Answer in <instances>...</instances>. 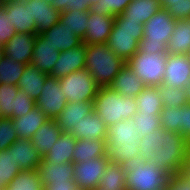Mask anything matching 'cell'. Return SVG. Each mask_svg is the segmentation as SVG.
I'll return each mask as SVG.
<instances>
[{"mask_svg": "<svg viewBox=\"0 0 190 190\" xmlns=\"http://www.w3.org/2000/svg\"><path fill=\"white\" fill-rule=\"evenodd\" d=\"M40 35L46 39V43L51 44L54 49L60 52L80 46L83 43L82 39L72 33L60 20L56 25L45 30Z\"/></svg>", "mask_w": 190, "mask_h": 190, "instance_id": "cell-21", "label": "cell"}, {"mask_svg": "<svg viewBox=\"0 0 190 190\" xmlns=\"http://www.w3.org/2000/svg\"><path fill=\"white\" fill-rule=\"evenodd\" d=\"M17 0H0V6L5 7L9 5L11 2H15Z\"/></svg>", "mask_w": 190, "mask_h": 190, "instance_id": "cell-53", "label": "cell"}, {"mask_svg": "<svg viewBox=\"0 0 190 190\" xmlns=\"http://www.w3.org/2000/svg\"><path fill=\"white\" fill-rule=\"evenodd\" d=\"M166 190H190V179L178 172L171 176Z\"/></svg>", "mask_w": 190, "mask_h": 190, "instance_id": "cell-49", "label": "cell"}, {"mask_svg": "<svg viewBox=\"0 0 190 190\" xmlns=\"http://www.w3.org/2000/svg\"><path fill=\"white\" fill-rule=\"evenodd\" d=\"M133 122L135 123V128L140 138L162 127L160 115L150 113H137L133 117Z\"/></svg>", "mask_w": 190, "mask_h": 190, "instance_id": "cell-39", "label": "cell"}, {"mask_svg": "<svg viewBox=\"0 0 190 190\" xmlns=\"http://www.w3.org/2000/svg\"><path fill=\"white\" fill-rule=\"evenodd\" d=\"M44 190H82L78 188L77 183L74 180L68 181V183H51L44 187Z\"/></svg>", "mask_w": 190, "mask_h": 190, "instance_id": "cell-50", "label": "cell"}, {"mask_svg": "<svg viewBox=\"0 0 190 190\" xmlns=\"http://www.w3.org/2000/svg\"><path fill=\"white\" fill-rule=\"evenodd\" d=\"M35 101L24 91L19 89L15 97L14 112L12 118L25 116L35 107Z\"/></svg>", "mask_w": 190, "mask_h": 190, "instance_id": "cell-45", "label": "cell"}, {"mask_svg": "<svg viewBox=\"0 0 190 190\" xmlns=\"http://www.w3.org/2000/svg\"><path fill=\"white\" fill-rule=\"evenodd\" d=\"M99 0H85V3H87L90 7L95 4L98 3Z\"/></svg>", "mask_w": 190, "mask_h": 190, "instance_id": "cell-54", "label": "cell"}, {"mask_svg": "<svg viewBox=\"0 0 190 190\" xmlns=\"http://www.w3.org/2000/svg\"><path fill=\"white\" fill-rule=\"evenodd\" d=\"M109 87L124 97L135 98L146 86L142 80L138 79L134 71L125 64Z\"/></svg>", "mask_w": 190, "mask_h": 190, "instance_id": "cell-22", "label": "cell"}, {"mask_svg": "<svg viewBox=\"0 0 190 190\" xmlns=\"http://www.w3.org/2000/svg\"><path fill=\"white\" fill-rule=\"evenodd\" d=\"M180 135L190 141V103L180 107Z\"/></svg>", "mask_w": 190, "mask_h": 190, "instance_id": "cell-48", "label": "cell"}, {"mask_svg": "<svg viewBox=\"0 0 190 190\" xmlns=\"http://www.w3.org/2000/svg\"><path fill=\"white\" fill-rule=\"evenodd\" d=\"M21 171V168L15 163L13 151H9L8 148L0 151V180L5 187Z\"/></svg>", "mask_w": 190, "mask_h": 190, "instance_id": "cell-37", "label": "cell"}, {"mask_svg": "<svg viewBox=\"0 0 190 190\" xmlns=\"http://www.w3.org/2000/svg\"><path fill=\"white\" fill-rule=\"evenodd\" d=\"M16 30L11 26L9 17L6 16L5 7L0 6V46H4L16 34Z\"/></svg>", "mask_w": 190, "mask_h": 190, "instance_id": "cell-47", "label": "cell"}, {"mask_svg": "<svg viewBox=\"0 0 190 190\" xmlns=\"http://www.w3.org/2000/svg\"><path fill=\"white\" fill-rule=\"evenodd\" d=\"M29 12L35 20L37 34L50 29L60 20V12L48 4V0H29Z\"/></svg>", "mask_w": 190, "mask_h": 190, "instance_id": "cell-18", "label": "cell"}, {"mask_svg": "<svg viewBox=\"0 0 190 190\" xmlns=\"http://www.w3.org/2000/svg\"><path fill=\"white\" fill-rule=\"evenodd\" d=\"M47 76V74L41 72L30 63L25 65L23 75L19 79L17 86L36 101L43 90V85Z\"/></svg>", "mask_w": 190, "mask_h": 190, "instance_id": "cell-29", "label": "cell"}, {"mask_svg": "<svg viewBox=\"0 0 190 190\" xmlns=\"http://www.w3.org/2000/svg\"><path fill=\"white\" fill-rule=\"evenodd\" d=\"M59 55L60 51L54 49L51 44L46 43V39L40 34L36 35L31 61L33 66L38 68L41 72L50 75Z\"/></svg>", "mask_w": 190, "mask_h": 190, "instance_id": "cell-19", "label": "cell"}, {"mask_svg": "<svg viewBox=\"0 0 190 190\" xmlns=\"http://www.w3.org/2000/svg\"><path fill=\"white\" fill-rule=\"evenodd\" d=\"M39 174L43 188L51 183H68L74 180V163H62L54 165L46 162L43 158L38 165Z\"/></svg>", "mask_w": 190, "mask_h": 190, "instance_id": "cell-20", "label": "cell"}, {"mask_svg": "<svg viewBox=\"0 0 190 190\" xmlns=\"http://www.w3.org/2000/svg\"><path fill=\"white\" fill-rule=\"evenodd\" d=\"M144 24L133 20H115L107 44L113 53L127 62L139 50Z\"/></svg>", "mask_w": 190, "mask_h": 190, "instance_id": "cell-6", "label": "cell"}, {"mask_svg": "<svg viewBox=\"0 0 190 190\" xmlns=\"http://www.w3.org/2000/svg\"><path fill=\"white\" fill-rule=\"evenodd\" d=\"M25 65L11 58L5 57L0 62V84H11L17 86L23 75Z\"/></svg>", "mask_w": 190, "mask_h": 190, "instance_id": "cell-36", "label": "cell"}, {"mask_svg": "<svg viewBox=\"0 0 190 190\" xmlns=\"http://www.w3.org/2000/svg\"><path fill=\"white\" fill-rule=\"evenodd\" d=\"M184 90H185L187 101L188 103H190V81L186 84V86L184 87Z\"/></svg>", "mask_w": 190, "mask_h": 190, "instance_id": "cell-52", "label": "cell"}, {"mask_svg": "<svg viewBox=\"0 0 190 190\" xmlns=\"http://www.w3.org/2000/svg\"><path fill=\"white\" fill-rule=\"evenodd\" d=\"M61 133L62 130L58 127L56 121L49 119L36 130L30 140L43 158L59 139Z\"/></svg>", "mask_w": 190, "mask_h": 190, "instance_id": "cell-27", "label": "cell"}, {"mask_svg": "<svg viewBox=\"0 0 190 190\" xmlns=\"http://www.w3.org/2000/svg\"><path fill=\"white\" fill-rule=\"evenodd\" d=\"M5 186L2 184L1 180H0V190H4Z\"/></svg>", "mask_w": 190, "mask_h": 190, "instance_id": "cell-57", "label": "cell"}, {"mask_svg": "<svg viewBox=\"0 0 190 190\" xmlns=\"http://www.w3.org/2000/svg\"><path fill=\"white\" fill-rule=\"evenodd\" d=\"M174 19L166 9L161 8L144 23L143 38L139 50L148 54H165L170 37L175 29Z\"/></svg>", "mask_w": 190, "mask_h": 190, "instance_id": "cell-5", "label": "cell"}, {"mask_svg": "<svg viewBox=\"0 0 190 190\" xmlns=\"http://www.w3.org/2000/svg\"><path fill=\"white\" fill-rule=\"evenodd\" d=\"M93 190H114V189H107V188L97 187V188H95V189H93Z\"/></svg>", "mask_w": 190, "mask_h": 190, "instance_id": "cell-56", "label": "cell"}, {"mask_svg": "<svg viewBox=\"0 0 190 190\" xmlns=\"http://www.w3.org/2000/svg\"><path fill=\"white\" fill-rule=\"evenodd\" d=\"M186 177L190 179V155L188 154V158L186 160L185 165L181 171Z\"/></svg>", "mask_w": 190, "mask_h": 190, "instance_id": "cell-51", "label": "cell"}, {"mask_svg": "<svg viewBox=\"0 0 190 190\" xmlns=\"http://www.w3.org/2000/svg\"><path fill=\"white\" fill-rule=\"evenodd\" d=\"M135 98L137 101V113L160 115L164 107L158 87L146 86Z\"/></svg>", "mask_w": 190, "mask_h": 190, "instance_id": "cell-32", "label": "cell"}, {"mask_svg": "<svg viewBox=\"0 0 190 190\" xmlns=\"http://www.w3.org/2000/svg\"><path fill=\"white\" fill-rule=\"evenodd\" d=\"M160 6L177 20L190 19V0H159Z\"/></svg>", "mask_w": 190, "mask_h": 190, "instance_id": "cell-42", "label": "cell"}, {"mask_svg": "<svg viewBox=\"0 0 190 190\" xmlns=\"http://www.w3.org/2000/svg\"><path fill=\"white\" fill-rule=\"evenodd\" d=\"M18 91V86L5 83L0 84V113L2 118L12 119L15 97Z\"/></svg>", "mask_w": 190, "mask_h": 190, "instance_id": "cell-38", "label": "cell"}, {"mask_svg": "<svg viewBox=\"0 0 190 190\" xmlns=\"http://www.w3.org/2000/svg\"><path fill=\"white\" fill-rule=\"evenodd\" d=\"M49 119L35 106L29 113L20 118H12L18 138L30 139L36 130Z\"/></svg>", "mask_w": 190, "mask_h": 190, "instance_id": "cell-30", "label": "cell"}, {"mask_svg": "<svg viewBox=\"0 0 190 190\" xmlns=\"http://www.w3.org/2000/svg\"><path fill=\"white\" fill-rule=\"evenodd\" d=\"M8 149L22 171L37 170L42 157L30 139L18 138Z\"/></svg>", "mask_w": 190, "mask_h": 190, "instance_id": "cell-17", "label": "cell"}, {"mask_svg": "<svg viewBox=\"0 0 190 190\" xmlns=\"http://www.w3.org/2000/svg\"><path fill=\"white\" fill-rule=\"evenodd\" d=\"M85 44L60 52L50 76L60 79L74 71L85 69Z\"/></svg>", "mask_w": 190, "mask_h": 190, "instance_id": "cell-15", "label": "cell"}, {"mask_svg": "<svg viewBox=\"0 0 190 190\" xmlns=\"http://www.w3.org/2000/svg\"><path fill=\"white\" fill-rule=\"evenodd\" d=\"M85 69L100 87H109L126 62L109 49L107 43L85 44Z\"/></svg>", "mask_w": 190, "mask_h": 190, "instance_id": "cell-3", "label": "cell"}, {"mask_svg": "<svg viewBox=\"0 0 190 190\" xmlns=\"http://www.w3.org/2000/svg\"><path fill=\"white\" fill-rule=\"evenodd\" d=\"M48 4L52 5L60 13L67 10L89 12L91 9V7L85 3V0H48Z\"/></svg>", "mask_w": 190, "mask_h": 190, "instance_id": "cell-46", "label": "cell"}, {"mask_svg": "<svg viewBox=\"0 0 190 190\" xmlns=\"http://www.w3.org/2000/svg\"><path fill=\"white\" fill-rule=\"evenodd\" d=\"M188 154L190 155V141H189V152H188Z\"/></svg>", "mask_w": 190, "mask_h": 190, "instance_id": "cell-58", "label": "cell"}, {"mask_svg": "<svg viewBox=\"0 0 190 190\" xmlns=\"http://www.w3.org/2000/svg\"><path fill=\"white\" fill-rule=\"evenodd\" d=\"M67 104L66 96L60 87V80L48 75L35 105L50 120H55Z\"/></svg>", "mask_w": 190, "mask_h": 190, "instance_id": "cell-10", "label": "cell"}, {"mask_svg": "<svg viewBox=\"0 0 190 190\" xmlns=\"http://www.w3.org/2000/svg\"><path fill=\"white\" fill-rule=\"evenodd\" d=\"M190 53V23L188 20H176L175 29L167 45V54Z\"/></svg>", "mask_w": 190, "mask_h": 190, "instance_id": "cell-31", "label": "cell"}, {"mask_svg": "<svg viewBox=\"0 0 190 190\" xmlns=\"http://www.w3.org/2000/svg\"><path fill=\"white\" fill-rule=\"evenodd\" d=\"M114 22L115 16H107L89 11L88 27L82 42L90 45L107 43Z\"/></svg>", "mask_w": 190, "mask_h": 190, "instance_id": "cell-13", "label": "cell"}, {"mask_svg": "<svg viewBox=\"0 0 190 190\" xmlns=\"http://www.w3.org/2000/svg\"><path fill=\"white\" fill-rule=\"evenodd\" d=\"M6 16L11 21V26L17 33L37 35L35 20L29 12V0H17L5 6Z\"/></svg>", "mask_w": 190, "mask_h": 190, "instance_id": "cell-16", "label": "cell"}, {"mask_svg": "<svg viewBox=\"0 0 190 190\" xmlns=\"http://www.w3.org/2000/svg\"><path fill=\"white\" fill-rule=\"evenodd\" d=\"M59 80L60 87L66 96L67 103H93L100 89L99 84L92 78L91 73L86 69L74 71Z\"/></svg>", "mask_w": 190, "mask_h": 190, "instance_id": "cell-9", "label": "cell"}, {"mask_svg": "<svg viewBox=\"0 0 190 190\" xmlns=\"http://www.w3.org/2000/svg\"><path fill=\"white\" fill-rule=\"evenodd\" d=\"M140 159L151 161L171 176L181 172L189 152V142L178 132L159 128L140 138Z\"/></svg>", "mask_w": 190, "mask_h": 190, "instance_id": "cell-1", "label": "cell"}, {"mask_svg": "<svg viewBox=\"0 0 190 190\" xmlns=\"http://www.w3.org/2000/svg\"><path fill=\"white\" fill-rule=\"evenodd\" d=\"M88 13L85 11L67 10L60 13V21L76 36L84 39L87 31Z\"/></svg>", "mask_w": 190, "mask_h": 190, "instance_id": "cell-34", "label": "cell"}, {"mask_svg": "<svg viewBox=\"0 0 190 190\" xmlns=\"http://www.w3.org/2000/svg\"><path fill=\"white\" fill-rule=\"evenodd\" d=\"M106 143L110 162L127 166L140 160V136L133 119L122 120L109 126Z\"/></svg>", "mask_w": 190, "mask_h": 190, "instance_id": "cell-2", "label": "cell"}, {"mask_svg": "<svg viewBox=\"0 0 190 190\" xmlns=\"http://www.w3.org/2000/svg\"><path fill=\"white\" fill-rule=\"evenodd\" d=\"M132 0H99L91 6L90 12L118 16L123 13Z\"/></svg>", "mask_w": 190, "mask_h": 190, "instance_id": "cell-41", "label": "cell"}, {"mask_svg": "<svg viewBox=\"0 0 190 190\" xmlns=\"http://www.w3.org/2000/svg\"><path fill=\"white\" fill-rule=\"evenodd\" d=\"M158 88L165 107L176 108L188 103L184 89L165 85L158 86Z\"/></svg>", "mask_w": 190, "mask_h": 190, "instance_id": "cell-40", "label": "cell"}, {"mask_svg": "<svg viewBox=\"0 0 190 190\" xmlns=\"http://www.w3.org/2000/svg\"><path fill=\"white\" fill-rule=\"evenodd\" d=\"M18 139L12 119L3 118L0 121V151L9 148Z\"/></svg>", "mask_w": 190, "mask_h": 190, "instance_id": "cell-44", "label": "cell"}, {"mask_svg": "<svg viewBox=\"0 0 190 190\" xmlns=\"http://www.w3.org/2000/svg\"><path fill=\"white\" fill-rule=\"evenodd\" d=\"M110 162L108 155L93 158L89 162L74 163V181L82 190H93L100 186L102 175Z\"/></svg>", "mask_w": 190, "mask_h": 190, "instance_id": "cell-11", "label": "cell"}, {"mask_svg": "<svg viewBox=\"0 0 190 190\" xmlns=\"http://www.w3.org/2000/svg\"><path fill=\"white\" fill-rule=\"evenodd\" d=\"M126 190H157L167 188L171 175L149 161L137 160L125 166Z\"/></svg>", "mask_w": 190, "mask_h": 190, "instance_id": "cell-7", "label": "cell"}, {"mask_svg": "<svg viewBox=\"0 0 190 190\" xmlns=\"http://www.w3.org/2000/svg\"><path fill=\"white\" fill-rule=\"evenodd\" d=\"M167 53L148 54L138 50L127 62L145 86L158 87L163 83Z\"/></svg>", "mask_w": 190, "mask_h": 190, "instance_id": "cell-8", "label": "cell"}, {"mask_svg": "<svg viewBox=\"0 0 190 190\" xmlns=\"http://www.w3.org/2000/svg\"><path fill=\"white\" fill-rule=\"evenodd\" d=\"M106 139H77L73 153V163L89 162L93 158L107 155Z\"/></svg>", "mask_w": 190, "mask_h": 190, "instance_id": "cell-28", "label": "cell"}, {"mask_svg": "<svg viewBox=\"0 0 190 190\" xmlns=\"http://www.w3.org/2000/svg\"><path fill=\"white\" fill-rule=\"evenodd\" d=\"M76 140L71 132H62L59 139L43 159L54 165L73 162Z\"/></svg>", "mask_w": 190, "mask_h": 190, "instance_id": "cell-26", "label": "cell"}, {"mask_svg": "<svg viewBox=\"0 0 190 190\" xmlns=\"http://www.w3.org/2000/svg\"><path fill=\"white\" fill-rule=\"evenodd\" d=\"M4 190H44L37 170L21 171Z\"/></svg>", "mask_w": 190, "mask_h": 190, "instance_id": "cell-35", "label": "cell"}, {"mask_svg": "<svg viewBox=\"0 0 190 190\" xmlns=\"http://www.w3.org/2000/svg\"><path fill=\"white\" fill-rule=\"evenodd\" d=\"M3 58H4V52L2 46H0V62L2 61Z\"/></svg>", "mask_w": 190, "mask_h": 190, "instance_id": "cell-55", "label": "cell"}, {"mask_svg": "<svg viewBox=\"0 0 190 190\" xmlns=\"http://www.w3.org/2000/svg\"><path fill=\"white\" fill-rule=\"evenodd\" d=\"M189 81V56L183 54H167L162 85L184 89Z\"/></svg>", "mask_w": 190, "mask_h": 190, "instance_id": "cell-12", "label": "cell"}, {"mask_svg": "<svg viewBox=\"0 0 190 190\" xmlns=\"http://www.w3.org/2000/svg\"><path fill=\"white\" fill-rule=\"evenodd\" d=\"M76 139H107L108 127L96 112L84 117L77 126L70 131Z\"/></svg>", "mask_w": 190, "mask_h": 190, "instance_id": "cell-23", "label": "cell"}, {"mask_svg": "<svg viewBox=\"0 0 190 190\" xmlns=\"http://www.w3.org/2000/svg\"><path fill=\"white\" fill-rule=\"evenodd\" d=\"M35 37L36 35L27 33L14 34L7 44L2 47L4 56L23 65L30 64L32 61Z\"/></svg>", "mask_w": 190, "mask_h": 190, "instance_id": "cell-14", "label": "cell"}, {"mask_svg": "<svg viewBox=\"0 0 190 190\" xmlns=\"http://www.w3.org/2000/svg\"><path fill=\"white\" fill-rule=\"evenodd\" d=\"M93 112V103L69 102L55 119L62 132H70L74 126Z\"/></svg>", "mask_w": 190, "mask_h": 190, "instance_id": "cell-24", "label": "cell"}, {"mask_svg": "<svg viewBox=\"0 0 190 190\" xmlns=\"http://www.w3.org/2000/svg\"><path fill=\"white\" fill-rule=\"evenodd\" d=\"M126 170L125 166L109 162L105 173L101 177V188L126 190Z\"/></svg>", "mask_w": 190, "mask_h": 190, "instance_id": "cell-33", "label": "cell"}, {"mask_svg": "<svg viewBox=\"0 0 190 190\" xmlns=\"http://www.w3.org/2000/svg\"><path fill=\"white\" fill-rule=\"evenodd\" d=\"M162 128L180 134V107H163L160 113Z\"/></svg>", "mask_w": 190, "mask_h": 190, "instance_id": "cell-43", "label": "cell"}, {"mask_svg": "<svg viewBox=\"0 0 190 190\" xmlns=\"http://www.w3.org/2000/svg\"><path fill=\"white\" fill-rule=\"evenodd\" d=\"M93 111L109 127L119 121L133 119L137 114V101L136 98L122 96L110 87H100L93 100Z\"/></svg>", "mask_w": 190, "mask_h": 190, "instance_id": "cell-4", "label": "cell"}, {"mask_svg": "<svg viewBox=\"0 0 190 190\" xmlns=\"http://www.w3.org/2000/svg\"><path fill=\"white\" fill-rule=\"evenodd\" d=\"M161 9L159 0H132L115 20H133L144 24Z\"/></svg>", "mask_w": 190, "mask_h": 190, "instance_id": "cell-25", "label": "cell"}]
</instances>
